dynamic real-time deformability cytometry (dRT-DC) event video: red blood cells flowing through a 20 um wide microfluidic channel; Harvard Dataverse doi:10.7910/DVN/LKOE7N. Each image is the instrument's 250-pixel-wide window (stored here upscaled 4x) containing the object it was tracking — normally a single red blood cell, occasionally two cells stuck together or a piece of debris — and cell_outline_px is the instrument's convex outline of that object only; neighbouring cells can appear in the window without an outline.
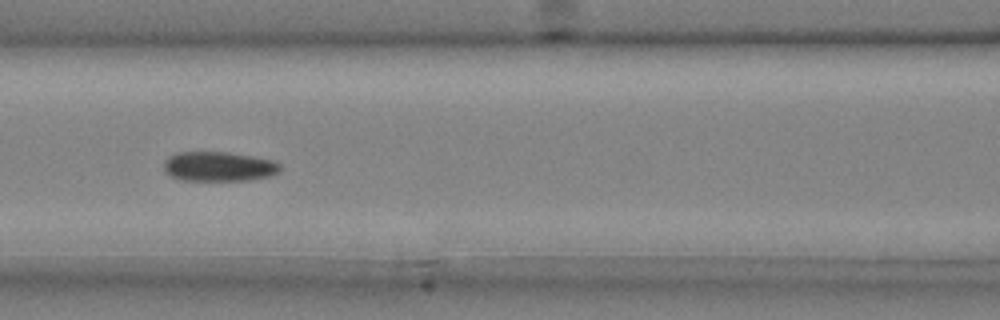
{"species": "common noctule bat (a hibernating species)", "species_latin": "Nyctalus noctula", "temperature_condition": "cold", "stored_images_in_passage": 6, "camera_frame_rate_fps": 3000, "um_per_image_px": 0.085, "animal": {"sex": "male", "body_mass_g": 20.4}, "frame": {"image": 1, "passage_image": 6, "time_ms": 1.667, "image_size_px": [1000, 320], "cell_outline_px": [[280, 172], [268, 176], [248, 180], [180, 180], [164, 172], [164, 160], [168, 156], [176, 152], [228, 152], [276, 160], [280, 164]], "centroid_in_image_um": [18.59, 14.14], "position_along_channel_um": 148.0, "area_um2": 20.23}}